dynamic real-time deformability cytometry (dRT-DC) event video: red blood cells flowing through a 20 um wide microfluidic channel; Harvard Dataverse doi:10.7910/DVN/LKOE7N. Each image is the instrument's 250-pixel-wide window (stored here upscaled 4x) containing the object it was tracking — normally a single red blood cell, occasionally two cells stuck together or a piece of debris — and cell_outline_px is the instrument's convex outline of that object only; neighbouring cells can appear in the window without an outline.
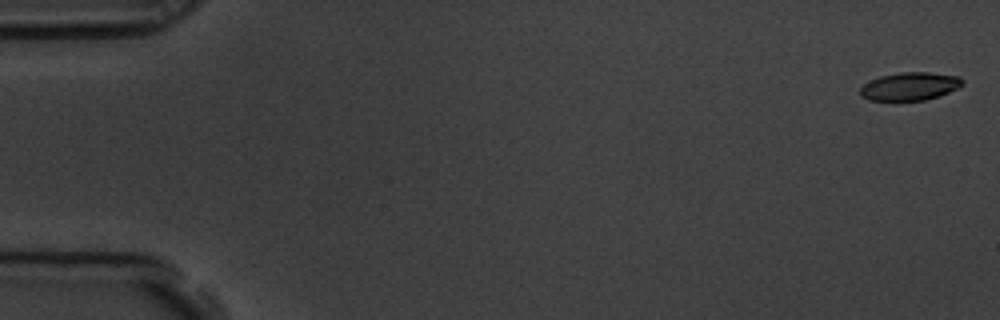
{"species": "common noctule bat (a hibernating species)", "species_latin": "Nyctalus noctula", "temperature_condition": "room temperature", "stored_images_in_passage": 8, "camera_frame_rate_fps": 3000, "um_per_image_px": 0.085, "animal": {"sex": "male", "body_mass_g": 19.5, "forearm_length_mm": 54.6}, "frame": {"image": 1, "passage_image": 1, "time_ms": 0.0, "image_size_px": [1000, 320], "cell_outline_px": [[964, 84], [948, 92], [924, 100], [868, 100], [860, 96], [860, 88], [864, 84], [880, 76], [900, 72], [928, 72], [960, 76], [964, 80]], "centroid_in_image_um": [77.33, 7.33], "position_along_channel_um": 7.7, "area_um2": 16.59}}
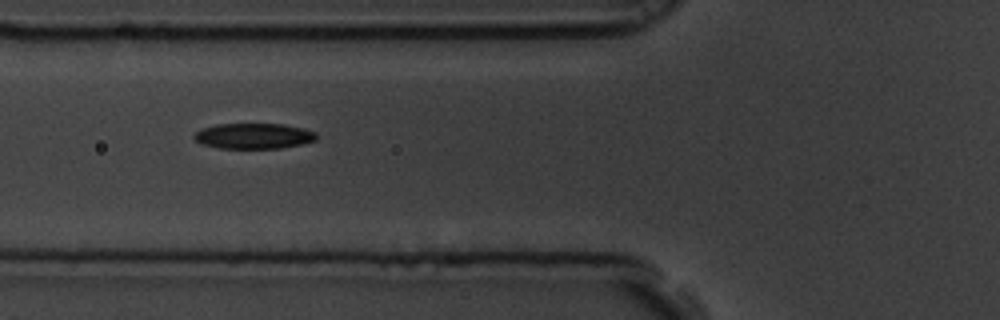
{"frame": {"image": 2, "passage_image": 7, "time_ms": 2.0, "image_size_px": [1000, 320], "cell_outline_px": [[316, 140], [304, 144], [280, 148], [220, 148], [200, 144], [192, 136], [200, 128], [216, 124], [284, 124], [304, 128], [316, 132]], "centroid_in_image_um": [21.56, 11.55], "position_along_channel_um": 104.2, "area_um2": 18.38}}
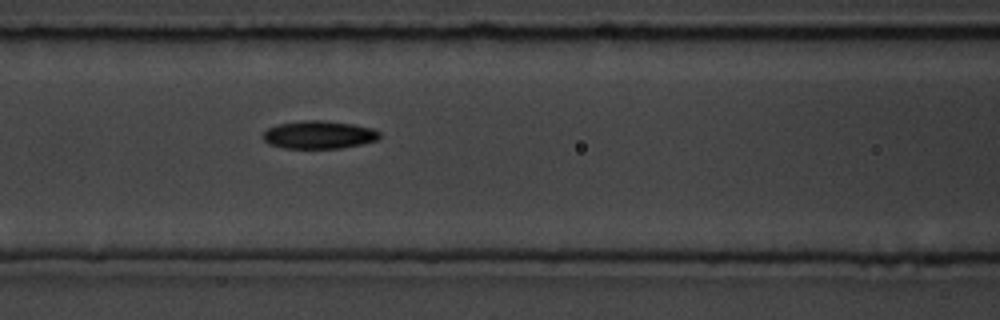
{"frame": {"image": 3, "passage_image": 8, "time_ms": 2.333, "image_size_px": [1000, 320], "cell_outline_px": [[380, 136], [376, 140], [360, 144], [340, 148], [284, 148], [268, 144], [260, 136], [268, 128], [276, 124], [300, 120], [324, 120], [356, 124], [372, 128], [380, 132]], "centroid_in_image_um": [27.07, 11.44], "position_along_channel_um": 139.5, "area_um2": 19.19}}